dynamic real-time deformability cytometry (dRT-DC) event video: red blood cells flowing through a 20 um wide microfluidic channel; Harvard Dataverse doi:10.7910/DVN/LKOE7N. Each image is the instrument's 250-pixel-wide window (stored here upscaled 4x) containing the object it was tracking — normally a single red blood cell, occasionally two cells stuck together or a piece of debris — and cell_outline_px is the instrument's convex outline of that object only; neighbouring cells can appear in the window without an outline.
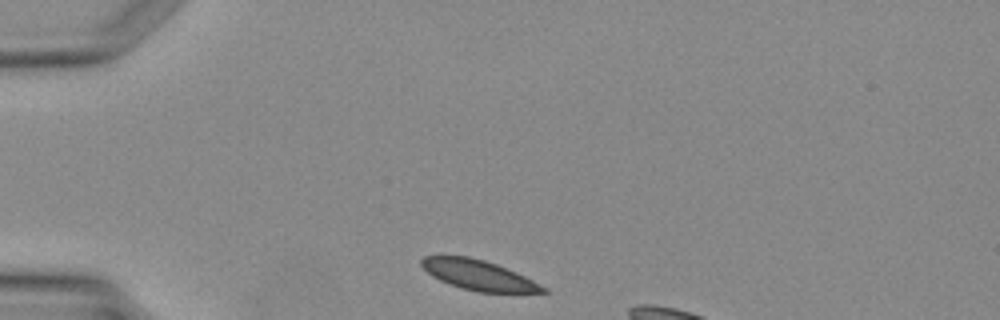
{"species": "Egyptian fruit bat (a non-hibernating species)", "species_latin": "Rousettus aegyptiacus", "temperature_condition": "warm", "stored_images_in_passage": 2, "camera_frame_rate_fps": 3000, "um_per_image_px": 0.085, "animal": {"sex": "female"}, "frame": {"image": 1, "passage_image": 1, "time_ms": 0.0, "image_size_px": [1000, 320], "cell_outline_px": [[548, 292], [476, 292], [460, 288], [448, 284], [432, 276], [420, 264], [420, 260], [424, 256], [468, 256], [484, 260], [496, 264], [524, 276], [548, 288]], "centroid_in_image_um": [40.65, 23.38], "position_along_channel_um": 44.4, "area_um2": 21.1}}